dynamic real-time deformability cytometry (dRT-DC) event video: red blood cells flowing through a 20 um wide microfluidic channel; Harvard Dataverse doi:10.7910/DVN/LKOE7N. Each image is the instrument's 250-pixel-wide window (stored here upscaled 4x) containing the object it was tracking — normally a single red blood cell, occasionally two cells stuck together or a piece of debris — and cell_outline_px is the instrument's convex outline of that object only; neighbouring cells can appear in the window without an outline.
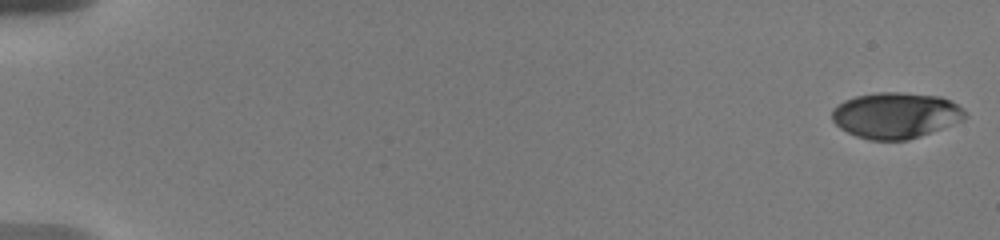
{"species": "human", "species_latin": "Homo sapiens", "temperature_condition": "warm", "stored_images_in_passage": 9, "camera_frame_rate_fps": 3000, "um_per_image_px": 0.085, "donor": {"sex": "male"}, "frame": {"image": 1, "passage_image": 1, "time_ms": 0.0, "image_size_px": [1000, 240], "cell_outline_px": [[968, 116], [964, 120], [920, 136], [908, 140], [868, 140], [856, 136], [840, 128], [832, 120], [832, 108], [844, 100], [856, 96], [876, 92], [900, 92], [940, 96], [964, 108]], "centroid_in_image_um": [76.14, 9.8], "position_along_channel_um": 8.9, "area_um2": 35.78}}
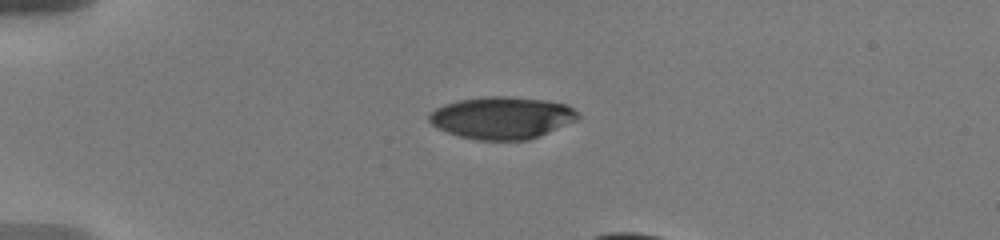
{"frame": {"image": 2, "passage_image": 6, "time_ms": 4.667, "image_size_px": [1000, 240], "cell_outline_px": [[580, 120], [528, 140], [480, 140], [460, 136], [448, 132], [432, 124], [428, 120], [428, 116], [436, 108], [444, 104], [456, 100], [484, 96], [504, 96], [548, 100], [568, 104], [580, 112]], "centroid_in_image_um": [42.73, 9.99], "position_along_channel_um": 42.3, "area_um2": 36.88}}
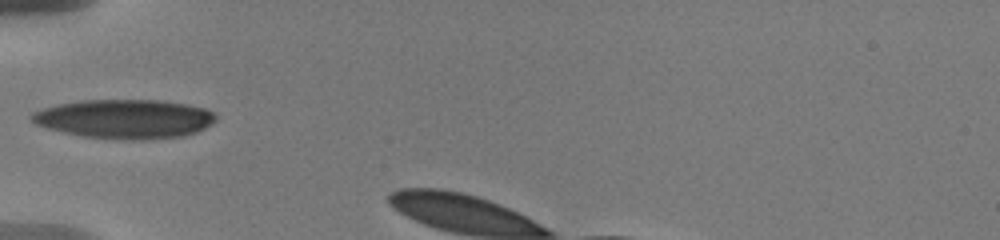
{"frame": {"image": 3, "passage_image": 8, "time_ms": 6.667, "image_size_px": [1000, 240], "cell_outline_px": [[216, 120], [212, 124], [196, 132], [184, 136], [144, 140], [84, 136], [64, 132], [48, 128], [36, 124], [28, 120], [28, 116], [32, 112], [56, 104], [80, 100], [160, 100], [188, 104], [204, 108], [212, 112], [216, 116]], "centroid_in_image_um": [10.58, 10.09], "position_along_channel_um": 74.4, "area_um2": 41.96}}